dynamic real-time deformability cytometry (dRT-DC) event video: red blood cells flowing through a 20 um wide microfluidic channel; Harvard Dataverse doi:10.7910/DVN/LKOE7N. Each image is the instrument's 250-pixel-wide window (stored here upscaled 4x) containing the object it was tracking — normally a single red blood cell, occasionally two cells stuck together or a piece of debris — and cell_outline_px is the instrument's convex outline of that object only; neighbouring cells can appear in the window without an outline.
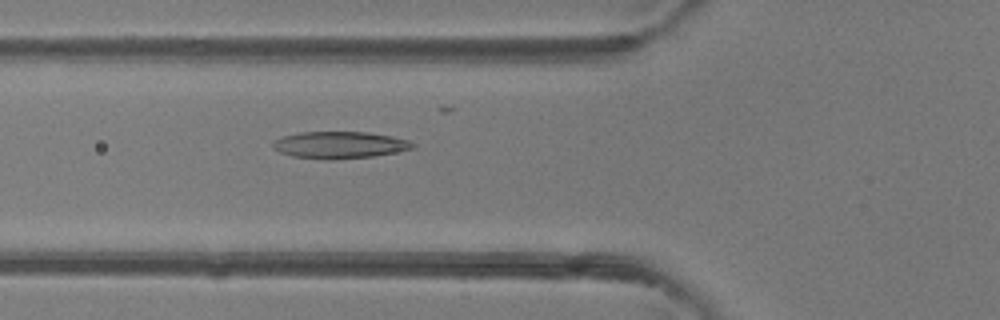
{"species": "common noctule bat (a hibernating species)", "species_latin": "Nyctalus noctula", "temperature_condition": "room temperature", "stored_images_in_passage": 38, "camera_frame_rate_fps": 3000, "um_per_image_px": 0.085, "animal": {"sex": "female"}, "frame": {"image": 1, "passage_image": 17, "time_ms": 5.333, "image_size_px": [1000, 320], "cell_outline_px": [[416, 144], [412, 148], [372, 156], [332, 160], [328, 160], [292, 156], [280, 152], [272, 148], [272, 144], [276, 140], [284, 136], [300, 132], [368, 132], [392, 136], [408, 140]], "centroid_in_image_um": [28.84, 12.32], "position_along_channel_um": 97.0, "area_um2": 21.73}}
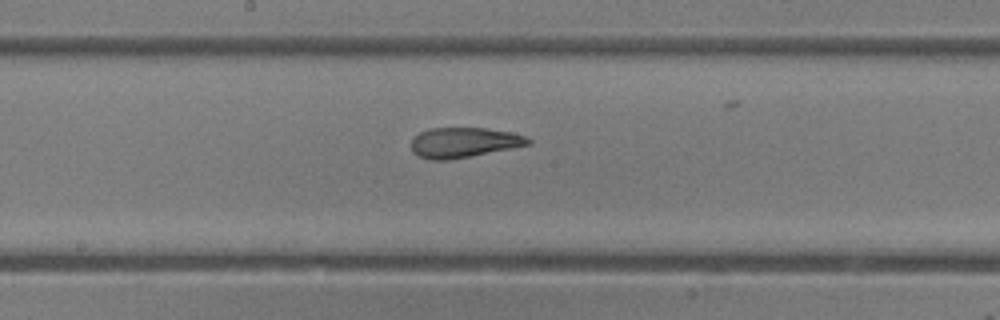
{"frame": {"image": 2, "passage_image": 25, "time_ms": 8.0, "image_size_px": [1000, 320], "cell_outline_px": [[532, 144], [512, 148], [448, 160], [432, 160], [420, 156], [412, 152], [412, 136], [428, 128], [484, 128], [512, 132], [524, 136], [532, 140]], "centroid_in_image_um": [39.41, 12.1], "position_along_channel_um": 208.8, "area_um2": 20.46}}
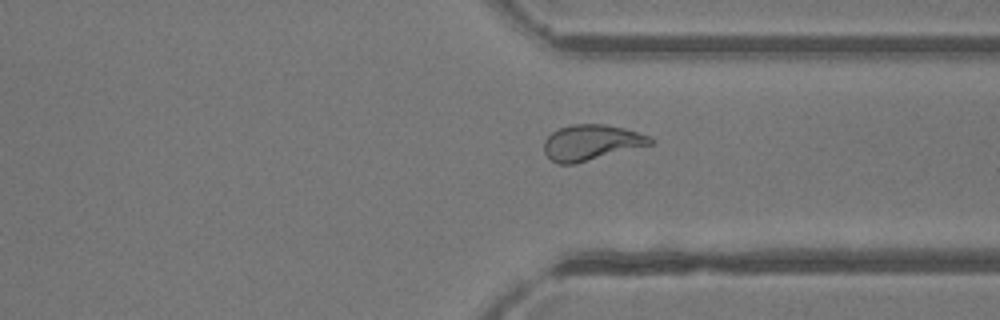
{"frame": {"image": 3, "passage_image": 36, "time_ms": 11.667, "image_size_px": [1000, 320], "cell_outline_px": [[652, 144], [576, 164], [560, 164], [552, 160], [544, 152], [544, 140], [552, 132], [560, 128], [572, 124], [604, 124], [624, 128], [648, 136], [652, 140]], "centroid_in_image_um": [50.22, 12.12], "position_along_channel_um": 361.2, "area_um2": 21.85}}